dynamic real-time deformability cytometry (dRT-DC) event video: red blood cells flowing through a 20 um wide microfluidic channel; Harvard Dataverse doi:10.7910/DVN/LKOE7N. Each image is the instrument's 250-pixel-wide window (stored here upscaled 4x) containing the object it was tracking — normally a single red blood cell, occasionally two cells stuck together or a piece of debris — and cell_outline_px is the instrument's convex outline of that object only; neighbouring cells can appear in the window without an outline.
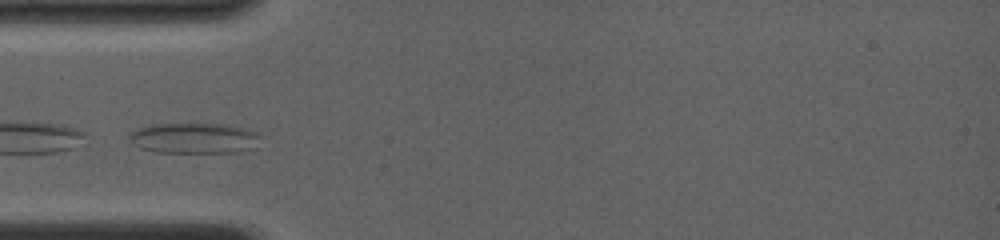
{"species": "common noctule bat (a hibernating species)", "species_latin": "Nyctalus noctula", "temperature_condition": "room temperature", "stored_images_in_passage": 2, "camera_frame_rate_fps": 4000, "um_per_image_px": 0.085, "animal": {"sex": "female", "body_mass_g": 19.0, "forearm_length_mm": 56.7}, "frame": {"image": 1, "passage_image": 1, "time_ms": 0.0, "image_size_px": [1000, 240], "cell_outline_px": [[260, 136], [248, 148], [240, 152], [156, 152], [140, 148], [128, 136], [136, 128], [152, 124], [228, 124], [244, 128], [256, 132]], "centroid_in_image_um": [16.45, 11.73], "position_along_channel_um": 68.6, "area_um2": 22.89}}
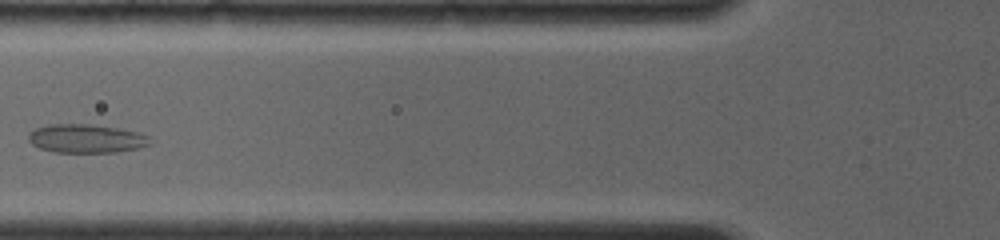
{"frame": {"image": 2, "passage_image": 2, "time_ms": 1.25, "image_size_px": [1000, 240], "cell_outline_px": [[152, 140], [148, 144], [136, 148], [116, 152], [56, 152], [40, 148], [32, 144], [28, 140], [28, 132], [36, 128], [48, 124], [88, 124], [116, 128], [136, 132], [148, 136]], "centroid_in_image_um": [7.27, 11.77], "position_along_channel_um": 118.5, "area_um2": 20.06}}